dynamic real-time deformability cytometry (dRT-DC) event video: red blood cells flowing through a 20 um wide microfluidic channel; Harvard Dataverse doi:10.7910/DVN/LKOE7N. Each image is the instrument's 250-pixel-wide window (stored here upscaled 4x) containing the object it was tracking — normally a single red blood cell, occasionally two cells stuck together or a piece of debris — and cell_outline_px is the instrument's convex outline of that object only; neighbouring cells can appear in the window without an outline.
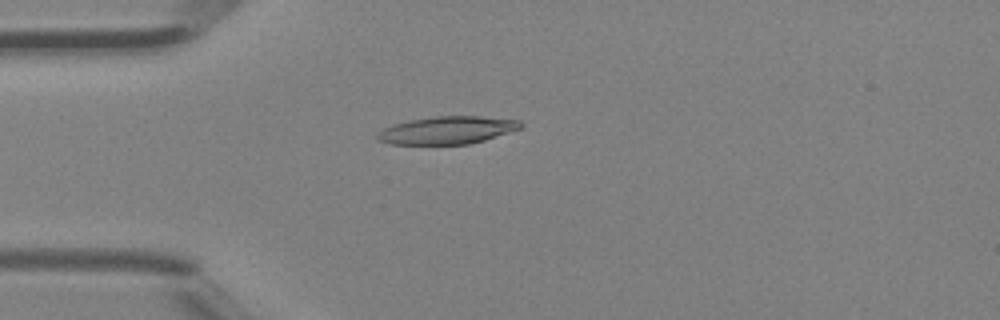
{"species": "Egyptian fruit bat (a non-hibernating species)", "species_latin": "Rousettus aegyptiacus", "temperature_condition": "room temperature", "stored_images_in_passage": 45, "camera_frame_rate_fps": 3000, "um_per_image_px": 0.085, "animal": {"sex": "female"}, "frame": {"image": 1, "passage_image": 12, "time_ms": 3.667, "image_size_px": [1000, 320], "cell_outline_px": [[524, 124], [520, 128], [484, 140], [468, 144], [388, 144], [376, 140], [376, 136], [384, 128], [392, 124], [408, 120], [432, 116], [480, 116], [520, 120]], "centroid_in_image_um": [37.98, 11.06], "position_along_channel_um": 47.0, "area_um2": 23.12}}
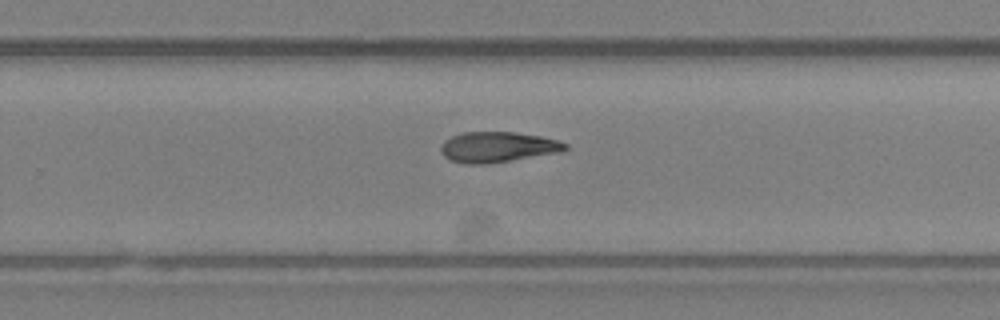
{"frame": {"image": 2, "passage_image": 29, "time_ms": 9.333, "image_size_px": [1000, 320], "cell_outline_px": [[568, 148], [560, 152], [484, 164], [468, 164], [452, 160], [444, 156], [440, 152], [440, 148], [444, 140], [460, 132], [512, 132], [540, 136], [556, 140], [568, 144]], "centroid_in_image_um": [42.27, 12.49], "position_along_channel_um": 287.5, "area_um2": 21.85}}
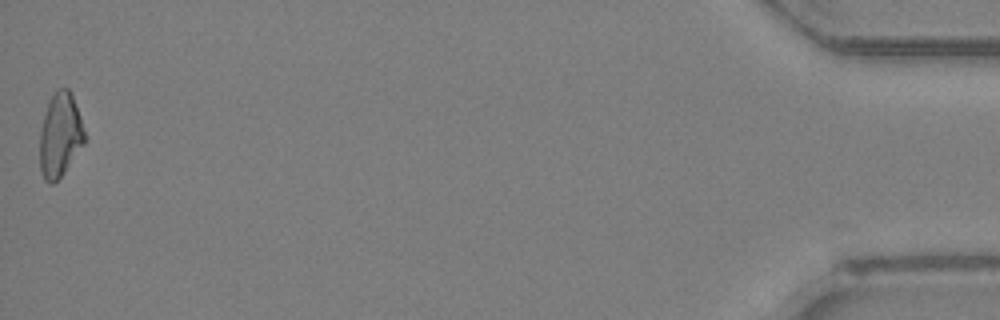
{"frame": {"image": 3, "passage_image": 45, "time_ms": 14.667, "image_size_px": [1000, 320], "cell_outline_px": [[84, 144], [64, 172], [52, 184], [48, 184], [44, 180], [40, 168], [40, 128], [48, 100], [56, 88], [68, 88], [72, 96], [80, 116], [84, 132]], "centroid_in_image_um": [5.08, 11.47], "position_along_channel_um": 430.1, "area_um2": 21.85}}